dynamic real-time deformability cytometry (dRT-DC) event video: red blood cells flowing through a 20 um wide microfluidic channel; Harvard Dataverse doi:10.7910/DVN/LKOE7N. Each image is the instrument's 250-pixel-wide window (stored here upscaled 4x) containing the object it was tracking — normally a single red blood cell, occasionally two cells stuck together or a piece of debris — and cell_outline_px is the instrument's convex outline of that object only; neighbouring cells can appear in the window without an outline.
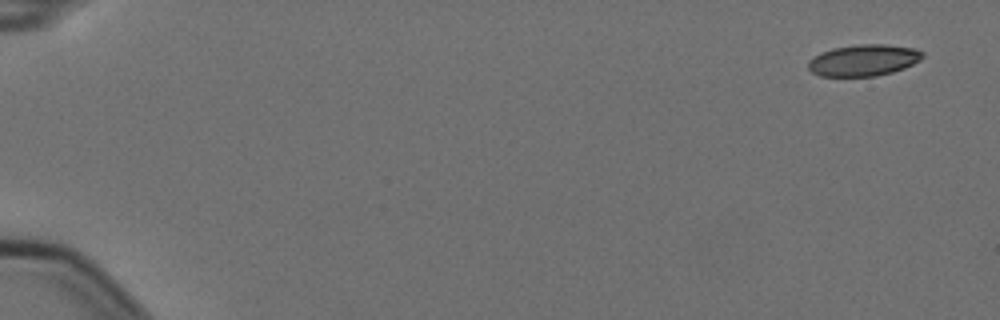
{"species": "Egyptian fruit bat (a non-hibernating species)", "species_latin": "Rousettus aegyptiacus", "temperature_condition": "cold", "stored_images_in_passage": 4, "camera_frame_rate_fps": 3000, "um_per_image_px": 0.085, "animal": {"sex": "female"}, "frame": {"image": 1, "passage_image": 1, "time_ms": 0.0, "image_size_px": [1000, 320], "cell_outline_px": [[924, 56], [920, 60], [904, 68], [892, 72], [876, 76], [820, 76], [812, 72], [808, 68], [808, 60], [820, 52], [832, 48], [860, 44], [884, 44], [916, 48], [924, 52]], "centroid_in_image_um": [73.4, 5.11], "position_along_channel_um": 11.6, "area_um2": 21.1}}